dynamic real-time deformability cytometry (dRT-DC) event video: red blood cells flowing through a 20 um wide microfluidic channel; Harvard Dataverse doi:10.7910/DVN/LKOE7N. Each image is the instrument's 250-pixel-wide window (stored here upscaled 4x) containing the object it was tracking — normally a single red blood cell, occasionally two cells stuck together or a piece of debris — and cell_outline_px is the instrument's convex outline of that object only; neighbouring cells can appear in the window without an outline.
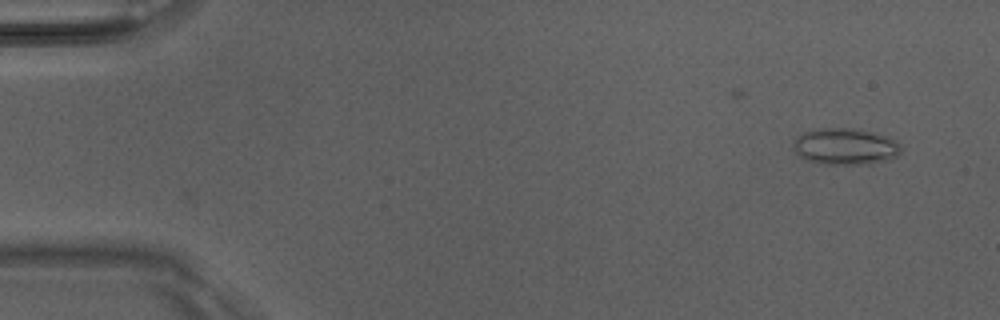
{"species": "Egyptian fruit bat (a non-hibernating species)", "species_latin": "Rousettus aegyptiacus", "temperature_condition": "room temperature", "stored_images_in_passage": 44, "camera_frame_rate_fps": 3000, "um_per_image_px": 0.085, "animal": {"sex": "male"}, "frame": {"image": 1, "passage_image": 2, "time_ms": 0.333, "image_size_px": [1000, 320], "cell_outline_px": [[904, 148], [896, 156], [868, 164], [824, 164], [808, 160], [800, 156], [796, 152], [796, 136], [820, 128], [852, 128], [884, 136], [896, 140]], "centroid_in_image_um": [71.88, 12.45], "position_along_channel_um": 13.1, "area_um2": 22.31}}
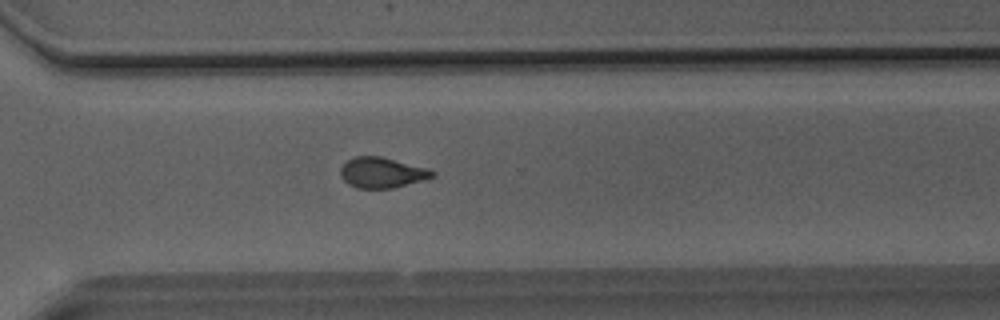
{"frame": {"image": 2, "passage_image": 35, "time_ms": 11.333, "image_size_px": [1000, 320], "cell_outline_px": [[436, 176], [424, 180], [392, 188], [356, 188], [348, 184], [340, 176], [340, 168], [348, 160], [356, 156], [380, 156], [428, 168], [436, 172]], "centroid_in_image_um": [32.48, 14.67], "position_along_channel_um": 338.1, "area_um2": 16.36}}
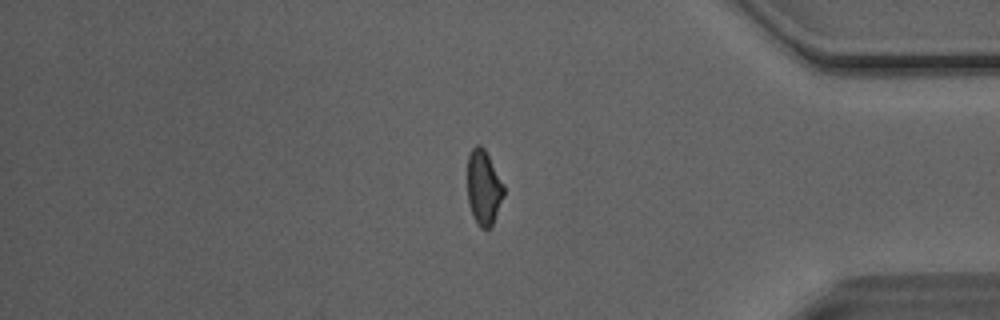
{"frame": {"image": 3, "passage_image": 41, "time_ms": 13.333, "image_size_px": [1000, 320], "cell_outline_px": [[504, 196], [492, 224], [488, 228], [480, 228], [472, 216], [468, 200], [468, 156], [472, 148], [476, 144], [480, 144], [484, 148], [504, 188]], "centroid_in_image_um": [41.09, 15.95], "position_along_channel_um": 394.1, "area_um2": 15.49}, "authors_computed_cell_mechanics": {"area_um2": 16.7331, "velocity_mm_per_s": 4.0985, "shape_relaxation_time_tau1_ms": null, "shape_relaxation_time_tau2_ms": 1.6046, "deformation_change_tau1": null, "deformation_change_tau2": 0.0815}}